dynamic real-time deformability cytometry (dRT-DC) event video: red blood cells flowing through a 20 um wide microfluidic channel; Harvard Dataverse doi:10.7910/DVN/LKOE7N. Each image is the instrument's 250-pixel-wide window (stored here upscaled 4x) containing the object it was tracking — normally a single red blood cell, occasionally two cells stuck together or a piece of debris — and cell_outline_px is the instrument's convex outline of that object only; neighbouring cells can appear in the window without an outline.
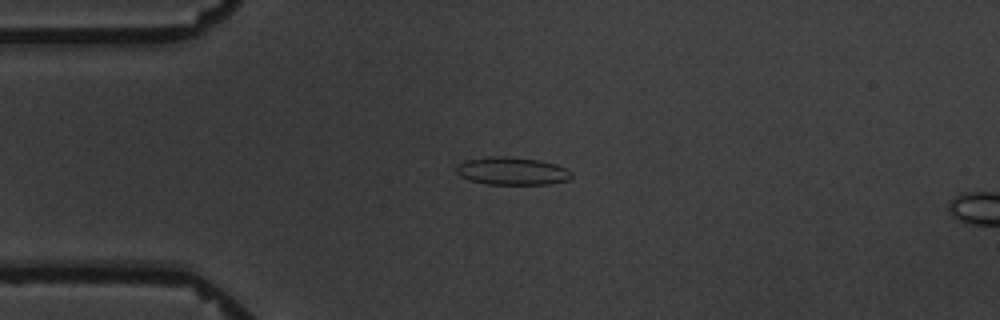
{"species": "common noctule bat (a hibernating species)", "species_latin": "Nyctalus noctula", "temperature_condition": "warm", "stored_images_in_passage": 3, "camera_frame_rate_fps": 3000, "um_per_image_px": 0.085, "animal": {"sex": "male", "body_mass_g": 19.5, "forearm_length_mm": 54.6}, "frame": {"image": 1, "passage_image": 2, "time_ms": 1.667, "image_size_px": [1000, 320], "cell_outline_px": [[572, 176], [568, 180], [548, 184], [488, 184], [468, 180], [460, 176], [456, 172], [456, 164], [464, 160], [492, 156], [508, 156], [540, 160], [556, 164], [572, 172]], "centroid_in_image_um": [43.49, 14.53], "position_along_channel_um": 41.5, "area_um2": 18.79}}